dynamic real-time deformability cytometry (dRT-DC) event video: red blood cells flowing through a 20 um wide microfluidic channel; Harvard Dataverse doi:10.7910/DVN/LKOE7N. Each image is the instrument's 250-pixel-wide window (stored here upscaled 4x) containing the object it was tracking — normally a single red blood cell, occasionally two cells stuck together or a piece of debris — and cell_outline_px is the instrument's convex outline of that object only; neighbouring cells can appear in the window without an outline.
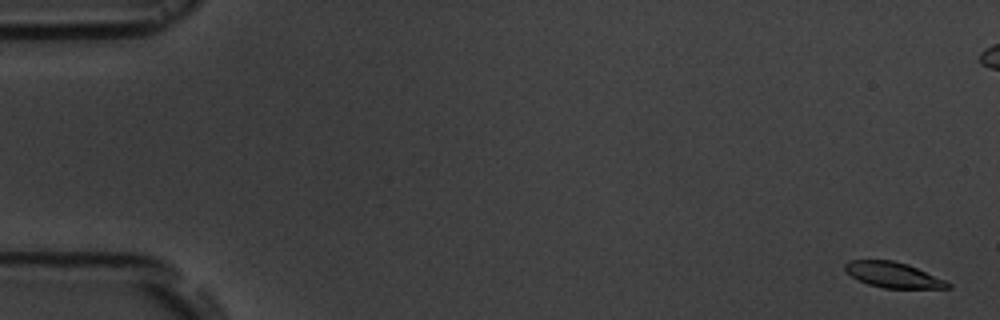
{"species": "common noctule bat (a hibernating species)", "species_latin": "Nyctalus noctula", "temperature_condition": "room temperature", "stored_images_in_passage": 18, "camera_frame_rate_fps": 3000, "um_per_image_px": 0.085, "animal": {"sex": "male", "body_mass_g": 19.5, "forearm_length_mm": 54.6}, "frame": {"image": 1, "passage_image": 1, "time_ms": 0.0, "image_size_px": [1000, 320], "cell_outline_px": [[952, 288], [884, 288], [868, 284], [844, 272], [844, 264], [848, 260], [892, 260], [908, 264], [944, 280], [952, 284]], "centroid_in_image_um": [75.89, 23.36], "position_along_channel_um": 9.1, "area_um2": 15.2}}
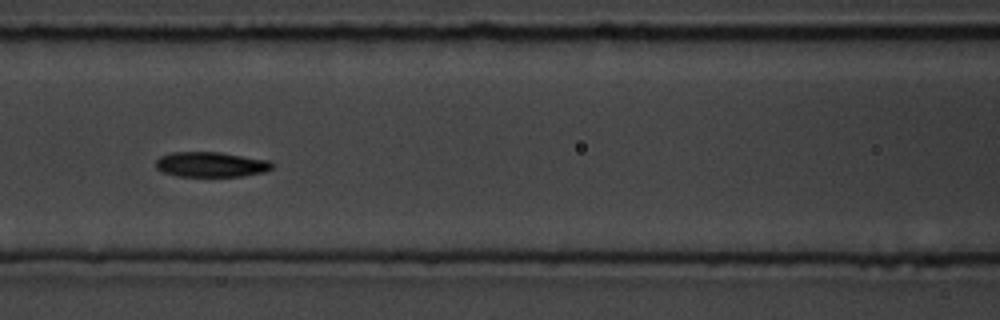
{"frame": {"image": 2, "passage_image": 8, "time_ms": 8.0, "image_size_px": [1000, 320], "cell_outline_px": [[276, 164], [272, 168], [264, 172], [244, 176], [176, 176], [164, 172], [156, 168], [156, 160], [160, 156], [172, 152], [220, 152], [268, 160]], "centroid_in_image_um": [17.95, 13.98], "position_along_channel_um": 148.7, "area_um2": 17.05}, "authors_computed_cell_mechanics": {"area_um2": 16.8198, "velocity_mm_per_s": 3.5593, "shape_relaxation_time_tau1_ms": 2.6454, "shape_relaxation_time_tau2_ms": null, "deformation_change_tau1": 0.0997, "deformation_change_tau2": null}}